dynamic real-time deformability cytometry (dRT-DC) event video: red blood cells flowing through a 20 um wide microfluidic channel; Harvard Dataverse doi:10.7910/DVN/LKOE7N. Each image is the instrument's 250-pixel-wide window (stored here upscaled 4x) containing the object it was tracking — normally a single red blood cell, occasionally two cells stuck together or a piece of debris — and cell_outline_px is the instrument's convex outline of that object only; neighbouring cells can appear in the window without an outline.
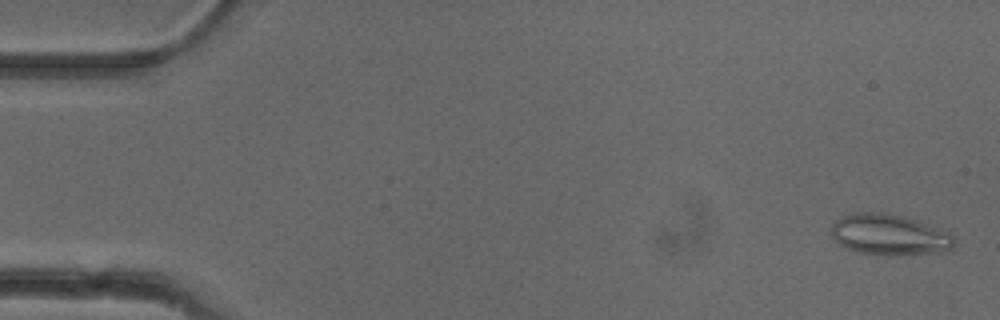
{"species": "common noctule bat (a hibernating species)", "species_latin": "Nyctalus noctula", "temperature_condition": "cold", "stored_images_in_passage": 52, "camera_frame_rate_fps": 3000, "um_per_image_px": 0.085, "animal": {"sex": "female"}, "frame": {"image": 1, "passage_image": 2, "time_ms": 0.333, "image_size_px": [1000, 320], "cell_outline_px": [[952, 248], [940, 252], [888, 256], [856, 252], [844, 248], [832, 240], [832, 220], [852, 212], [884, 212], [916, 220], [952, 236]], "centroid_in_image_um": [75.44, 19.96], "position_along_channel_um": 9.6, "area_um2": 29.19}}
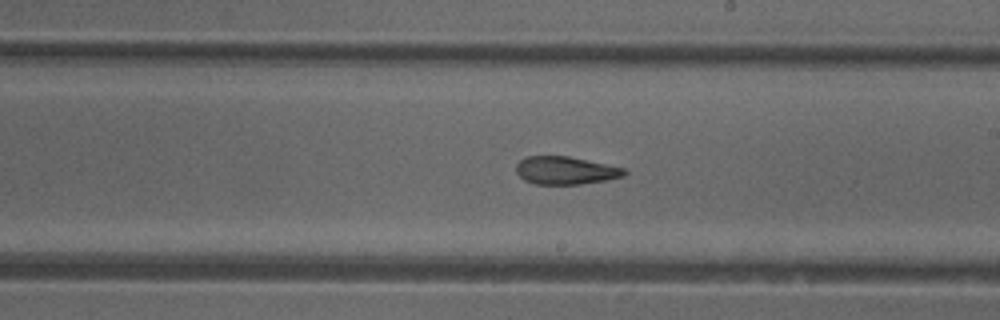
{"frame": {"image": 2, "passage_image": 30, "time_ms": 9.667, "image_size_px": [1000, 320], "cell_outline_px": [[628, 172], [624, 176], [604, 180], [580, 184], [536, 184], [524, 180], [516, 172], [516, 164], [520, 160], [528, 156], [568, 156], [624, 168]], "centroid_in_image_um": [48.05, 14.49], "position_along_channel_um": 241.0, "area_um2": 17.4}}
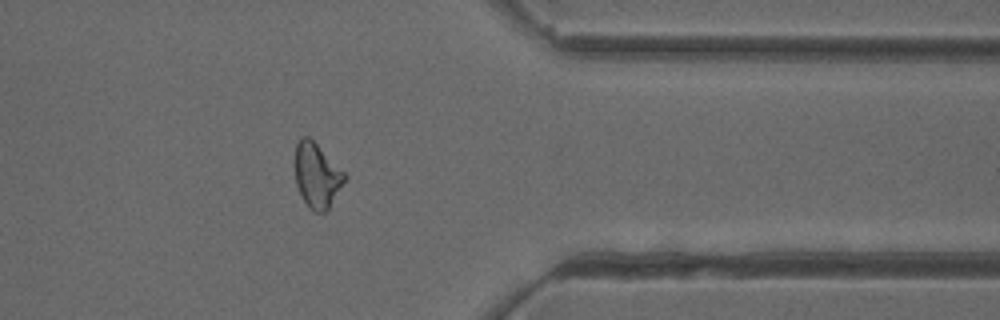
{"frame": {"image": 3, "passage_image": 42, "time_ms": 13.667, "image_size_px": [1000, 320], "cell_outline_px": [[348, 176], [328, 208], [324, 212], [312, 212], [308, 208], [296, 184], [296, 144], [300, 136], [308, 136]], "centroid_in_image_um": [26.93, 14.92], "position_along_channel_um": 384.5, "area_um2": 18.26}, "authors_computed_cell_mechanics": {"area_um2": 19.363, "velocity_mm_per_s": 3.9417, "shape_relaxation_time_tau1_ms": null, "shape_relaxation_time_tau2_ms": 3.5923, "deformation_change_tau1": null, "deformation_change_tau2": 0.1179}}